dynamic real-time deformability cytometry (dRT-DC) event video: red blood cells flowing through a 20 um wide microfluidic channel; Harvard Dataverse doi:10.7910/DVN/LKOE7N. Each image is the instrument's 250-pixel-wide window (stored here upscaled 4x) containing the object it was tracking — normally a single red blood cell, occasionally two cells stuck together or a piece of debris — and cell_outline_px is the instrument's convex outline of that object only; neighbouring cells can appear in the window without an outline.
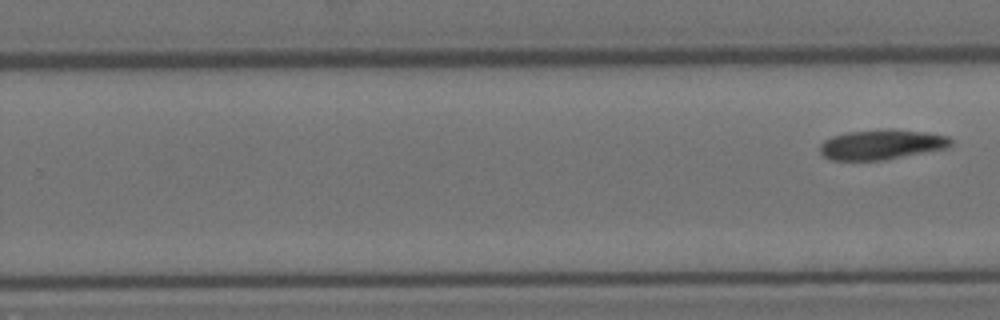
{"species": "Egyptian fruit bat (a non-hibernating species)", "species_latin": "Rousettus aegyptiacus", "temperature_condition": "room temperature", "stored_images_in_passage": 13, "segment_of_instrument_passage": [2, 2], "camera_frame_rate_fps": 3000, "um_per_image_px": 0.085, "animal": {"sex": "female"}, "frame": {"image": 1, "passage_image": 13, "time_ms": 4.0, "image_size_px": [1000, 320], "cell_outline_px": [[952, 144], [944, 148], [880, 160], [832, 160], [824, 156], [820, 152], [820, 144], [824, 140], [832, 136], [848, 132], [880, 128], [888, 128], [924, 132], [948, 136], [952, 140]], "centroid_in_image_um": [74.88, 12.26], "position_along_channel_um": 254.9, "area_um2": 22.66}}